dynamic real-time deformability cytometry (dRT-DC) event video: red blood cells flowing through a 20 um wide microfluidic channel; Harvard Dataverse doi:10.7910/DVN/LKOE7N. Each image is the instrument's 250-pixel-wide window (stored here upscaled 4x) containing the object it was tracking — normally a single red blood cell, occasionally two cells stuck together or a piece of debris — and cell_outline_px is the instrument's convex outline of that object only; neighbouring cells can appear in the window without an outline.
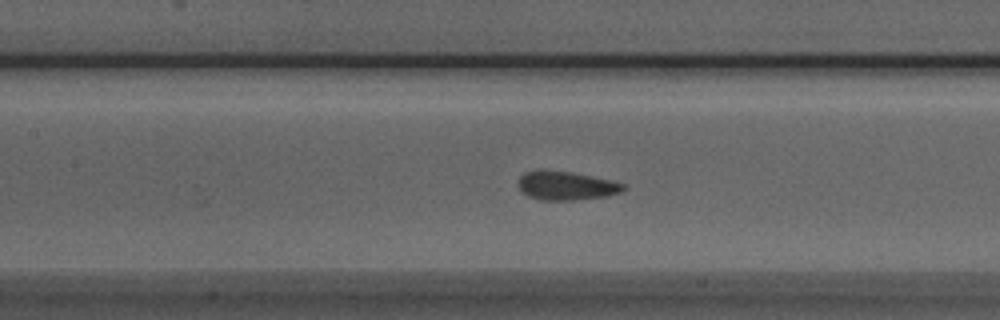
{"species": "Egyptian fruit bat (a non-hibernating species)", "species_latin": "Rousettus aegyptiacus", "temperature_condition": "room temperature", "stored_images_in_passage": 47, "camera_frame_rate_fps": 3000, "um_per_image_px": 0.085, "animal": {"sex": "male"}, "frame": {"image": 1, "passage_image": 23, "time_ms": 7.333, "image_size_px": [1000, 320], "cell_outline_px": [[628, 188], [620, 192], [604, 196], [572, 200], [540, 200], [528, 196], [520, 192], [516, 184], [520, 176], [524, 172], [540, 168], [544, 168], [572, 172], [592, 176], [624, 184]], "centroid_in_image_um": [48.02, 15.76], "position_along_channel_um": 159.4, "area_um2": 17.98}}
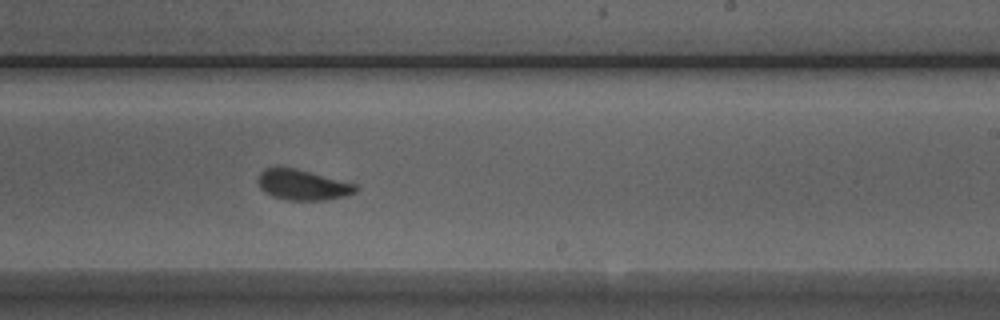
{"frame": {"image": 2, "passage_image": 31, "time_ms": 10.0, "image_size_px": [1000, 320], "cell_outline_px": [[360, 188], [356, 192], [344, 196], [324, 200], [284, 200], [272, 196], [264, 192], [260, 188], [256, 180], [260, 172], [264, 168], [296, 168], [356, 184]], "centroid_in_image_um": [25.7, 15.72], "position_along_channel_um": 263.3, "area_um2": 17.4}}
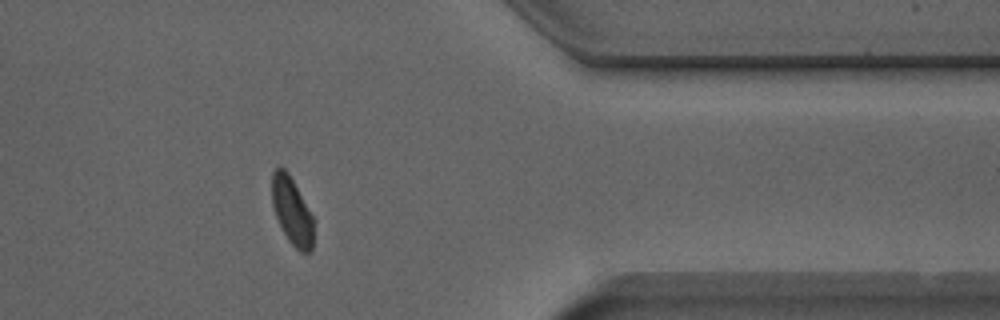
{"frame": {"image": 3, "passage_image": 42, "time_ms": 13.667, "image_size_px": [1000, 320], "cell_outline_px": [[312, 252], [300, 252], [288, 240], [276, 216], [272, 204], [272, 172], [276, 168], [284, 168], [288, 172], [312, 216]], "centroid_in_image_um": [24.79, 17.94], "position_along_channel_um": 386.6, "area_um2": 15.84}}